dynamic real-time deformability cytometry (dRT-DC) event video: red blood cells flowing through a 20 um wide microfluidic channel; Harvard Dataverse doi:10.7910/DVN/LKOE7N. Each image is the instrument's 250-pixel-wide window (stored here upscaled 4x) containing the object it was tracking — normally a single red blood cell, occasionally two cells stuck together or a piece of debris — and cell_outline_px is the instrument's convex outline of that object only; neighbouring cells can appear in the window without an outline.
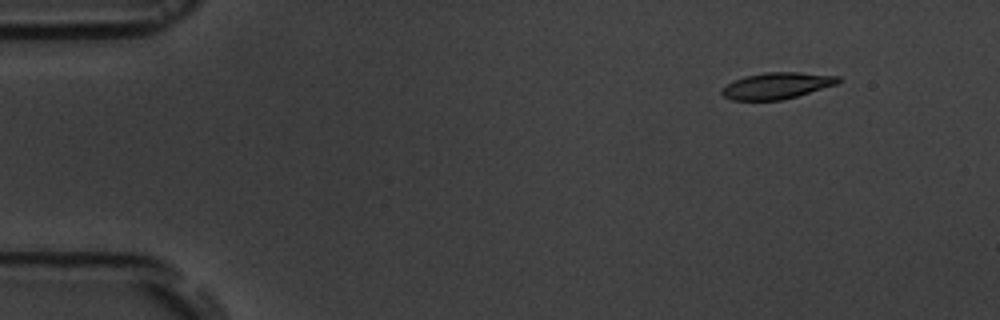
{"species": "common noctule bat (a hibernating species)", "species_latin": "Nyctalus noctula", "temperature_condition": "room temperature", "stored_images_in_passage": 4, "camera_frame_rate_fps": 3000, "um_per_image_px": 0.085, "animal": {"sex": "male", "body_mass_g": 19.5, "forearm_length_mm": 54.6}, "frame": {"image": 1, "passage_image": 1, "time_ms": 0.0, "image_size_px": [1000, 320], "cell_outline_px": [[840, 80], [836, 84], [796, 96], [780, 100], [732, 100], [724, 96], [720, 92], [720, 88], [744, 76], [764, 72], [800, 72], [840, 76]], "centroid_in_image_um": [66.0, 7.27], "position_along_channel_um": 19.0, "area_um2": 17.74}}